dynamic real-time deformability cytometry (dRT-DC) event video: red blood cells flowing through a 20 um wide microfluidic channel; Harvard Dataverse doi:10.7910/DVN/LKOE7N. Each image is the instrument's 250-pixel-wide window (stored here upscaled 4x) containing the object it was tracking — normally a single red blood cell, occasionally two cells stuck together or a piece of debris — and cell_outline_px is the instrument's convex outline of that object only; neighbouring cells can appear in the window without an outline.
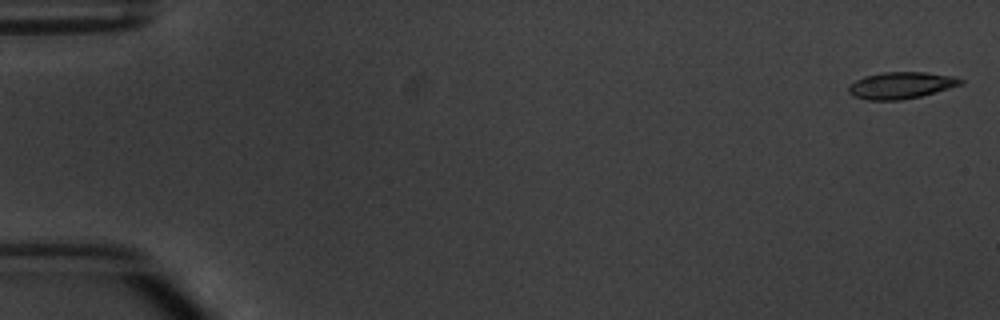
{"species": "common noctule bat (a hibernating species)", "species_latin": "Nyctalus noctula", "temperature_condition": "warm", "stored_images_in_passage": 6, "camera_frame_rate_fps": 3000, "um_per_image_px": 0.085, "animal": {"sex": "male", "body_mass_g": 20.1, "forearm_length_mm": 53.5}, "frame": {"image": 1, "passage_image": 1, "time_ms": 0.0, "image_size_px": [1000, 320], "cell_outline_px": [[964, 84], [920, 96], [900, 100], [868, 100], [856, 96], [848, 92], [848, 88], [856, 80], [864, 76], [884, 72], [924, 72], [952, 76], [964, 80]], "centroid_in_image_um": [76.61, 7.25], "position_along_channel_um": 8.4, "area_um2": 17.22}}
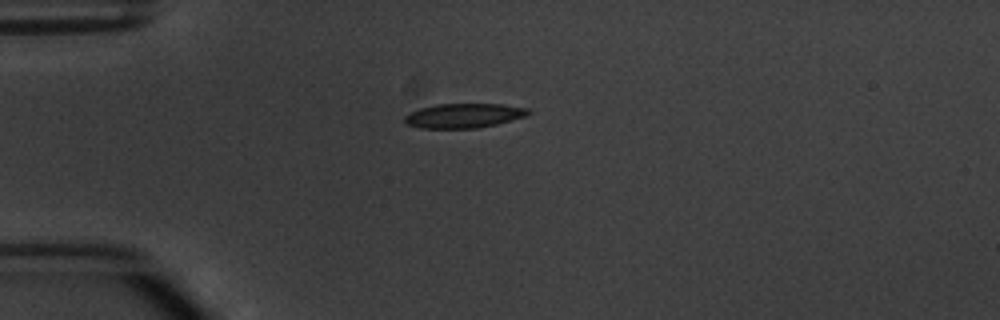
{"frame": {"image": 2, "passage_image": 4, "time_ms": 4.333, "image_size_px": [1000, 320], "cell_outline_px": [[532, 112], [524, 116], [496, 124], [476, 128], [420, 128], [408, 124], [404, 120], [404, 116], [408, 112], [420, 108], [436, 104], [504, 104], [528, 108]], "centroid_in_image_um": [39.4, 9.82], "position_along_channel_um": 45.6, "area_um2": 17.57}}
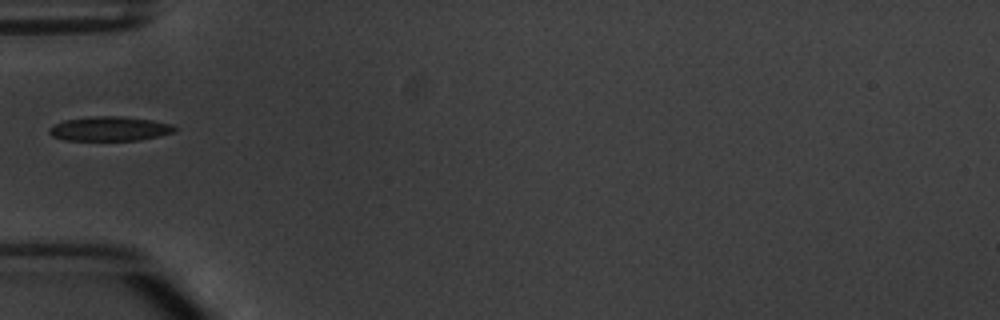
{"frame": {"image": 3, "passage_image": 5, "time_ms": 5.667, "image_size_px": [1000, 320], "cell_outline_px": [[180, 128], [176, 132], [160, 136], [136, 140], [64, 140], [52, 136], [48, 132], [48, 128], [52, 124], [64, 120], [92, 116], [124, 116], [152, 120], [172, 124]], "centroid_in_image_um": [9.34, 10.93], "position_along_channel_um": 75.7, "area_um2": 18.15}}